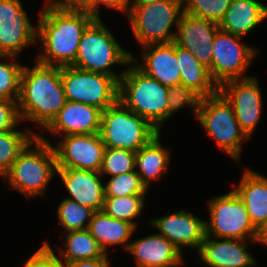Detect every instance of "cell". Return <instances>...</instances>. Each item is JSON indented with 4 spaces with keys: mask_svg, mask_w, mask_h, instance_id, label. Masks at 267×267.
Returning <instances> with one entry per match:
<instances>
[{
    "mask_svg": "<svg viewBox=\"0 0 267 267\" xmlns=\"http://www.w3.org/2000/svg\"><path fill=\"white\" fill-rule=\"evenodd\" d=\"M241 36L218 30L214 36L212 65L209 68L213 81L219 87L221 84L251 76H243L257 50L242 44Z\"/></svg>",
    "mask_w": 267,
    "mask_h": 267,
    "instance_id": "8fae6325",
    "label": "cell"
},
{
    "mask_svg": "<svg viewBox=\"0 0 267 267\" xmlns=\"http://www.w3.org/2000/svg\"><path fill=\"white\" fill-rule=\"evenodd\" d=\"M170 151L160 143V132L136 152L135 172L148 189L150 182L162 178L168 171Z\"/></svg>",
    "mask_w": 267,
    "mask_h": 267,
    "instance_id": "484cf974",
    "label": "cell"
},
{
    "mask_svg": "<svg viewBox=\"0 0 267 267\" xmlns=\"http://www.w3.org/2000/svg\"><path fill=\"white\" fill-rule=\"evenodd\" d=\"M145 195H128L124 197H105L103 210L114 219L133 224L137 228L136 219L144 208Z\"/></svg>",
    "mask_w": 267,
    "mask_h": 267,
    "instance_id": "f1b7e54d",
    "label": "cell"
},
{
    "mask_svg": "<svg viewBox=\"0 0 267 267\" xmlns=\"http://www.w3.org/2000/svg\"><path fill=\"white\" fill-rule=\"evenodd\" d=\"M130 52L125 51L116 41L109 29L96 17L85 29L78 45L77 57L72 66L114 77L118 82L119 75L112 71L113 64H131Z\"/></svg>",
    "mask_w": 267,
    "mask_h": 267,
    "instance_id": "5b68a950",
    "label": "cell"
},
{
    "mask_svg": "<svg viewBox=\"0 0 267 267\" xmlns=\"http://www.w3.org/2000/svg\"><path fill=\"white\" fill-rule=\"evenodd\" d=\"M159 131L119 100L102 111L100 135L106 147L137 152Z\"/></svg>",
    "mask_w": 267,
    "mask_h": 267,
    "instance_id": "8992f818",
    "label": "cell"
},
{
    "mask_svg": "<svg viewBox=\"0 0 267 267\" xmlns=\"http://www.w3.org/2000/svg\"><path fill=\"white\" fill-rule=\"evenodd\" d=\"M126 3H127V0H86L80 6V8L87 10L89 13H91L95 17H100L99 10L97 7L99 4L109 6L110 8H113L114 10H119L123 12L125 11L126 13Z\"/></svg>",
    "mask_w": 267,
    "mask_h": 267,
    "instance_id": "74e56055",
    "label": "cell"
},
{
    "mask_svg": "<svg viewBox=\"0 0 267 267\" xmlns=\"http://www.w3.org/2000/svg\"><path fill=\"white\" fill-rule=\"evenodd\" d=\"M24 267H64L61 258H58L50 247L49 243H44L27 260Z\"/></svg>",
    "mask_w": 267,
    "mask_h": 267,
    "instance_id": "8d00e7d4",
    "label": "cell"
},
{
    "mask_svg": "<svg viewBox=\"0 0 267 267\" xmlns=\"http://www.w3.org/2000/svg\"><path fill=\"white\" fill-rule=\"evenodd\" d=\"M196 117L219 147L239 163L241 142L249 138L241 130L234 109L227 100L219 92L201 98Z\"/></svg>",
    "mask_w": 267,
    "mask_h": 267,
    "instance_id": "52a82bcc",
    "label": "cell"
},
{
    "mask_svg": "<svg viewBox=\"0 0 267 267\" xmlns=\"http://www.w3.org/2000/svg\"><path fill=\"white\" fill-rule=\"evenodd\" d=\"M33 143L36 149L30 147ZM56 173L57 162L53 146L42 136L36 135L20 152L3 178H8L11 188L26 197H32L43 195Z\"/></svg>",
    "mask_w": 267,
    "mask_h": 267,
    "instance_id": "277c9868",
    "label": "cell"
},
{
    "mask_svg": "<svg viewBox=\"0 0 267 267\" xmlns=\"http://www.w3.org/2000/svg\"><path fill=\"white\" fill-rule=\"evenodd\" d=\"M105 197H124L128 195H145L146 186L139 175L133 171L116 175L104 185Z\"/></svg>",
    "mask_w": 267,
    "mask_h": 267,
    "instance_id": "1f68e13d",
    "label": "cell"
},
{
    "mask_svg": "<svg viewBox=\"0 0 267 267\" xmlns=\"http://www.w3.org/2000/svg\"><path fill=\"white\" fill-rule=\"evenodd\" d=\"M234 192L244 203L252 224L258 228L267 220V177L245 169Z\"/></svg>",
    "mask_w": 267,
    "mask_h": 267,
    "instance_id": "7402d4cb",
    "label": "cell"
},
{
    "mask_svg": "<svg viewBox=\"0 0 267 267\" xmlns=\"http://www.w3.org/2000/svg\"><path fill=\"white\" fill-rule=\"evenodd\" d=\"M183 0H163L133 8L129 13L132 32L138 43L149 44L174 42L171 26H178L183 12Z\"/></svg>",
    "mask_w": 267,
    "mask_h": 267,
    "instance_id": "ba28073f",
    "label": "cell"
},
{
    "mask_svg": "<svg viewBox=\"0 0 267 267\" xmlns=\"http://www.w3.org/2000/svg\"><path fill=\"white\" fill-rule=\"evenodd\" d=\"M21 121L18 101L0 99V131L14 130Z\"/></svg>",
    "mask_w": 267,
    "mask_h": 267,
    "instance_id": "d590c367",
    "label": "cell"
},
{
    "mask_svg": "<svg viewBox=\"0 0 267 267\" xmlns=\"http://www.w3.org/2000/svg\"><path fill=\"white\" fill-rule=\"evenodd\" d=\"M218 92L234 109L241 130L248 138L261 117L262 96L255 77L230 80L219 86Z\"/></svg>",
    "mask_w": 267,
    "mask_h": 267,
    "instance_id": "5bb4252c",
    "label": "cell"
},
{
    "mask_svg": "<svg viewBox=\"0 0 267 267\" xmlns=\"http://www.w3.org/2000/svg\"><path fill=\"white\" fill-rule=\"evenodd\" d=\"M57 212L61 226L69 232L87 229L96 211L64 198ZM86 222L88 223L85 224Z\"/></svg>",
    "mask_w": 267,
    "mask_h": 267,
    "instance_id": "f546056e",
    "label": "cell"
},
{
    "mask_svg": "<svg viewBox=\"0 0 267 267\" xmlns=\"http://www.w3.org/2000/svg\"><path fill=\"white\" fill-rule=\"evenodd\" d=\"M57 174L71 196L68 199L95 211L103 210L105 191L100 172L57 168Z\"/></svg>",
    "mask_w": 267,
    "mask_h": 267,
    "instance_id": "ac0fdd59",
    "label": "cell"
},
{
    "mask_svg": "<svg viewBox=\"0 0 267 267\" xmlns=\"http://www.w3.org/2000/svg\"><path fill=\"white\" fill-rule=\"evenodd\" d=\"M204 237L198 254L209 267H255V258L247 251L246 240Z\"/></svg>",
    "mask_w": 267,
    "mask_h": 267,
    "instance_id": "d6986e66",
    "label": "cell"
},
{
    "mask_svg": "<svg viewBox=\"0 0 267 267\" xmlns=\"http://www.w3.org/2000/svg\"><path fill=\"white\" fill-rule=\"evenodd\" d=\"M266 5L257 0H232L219 29L243 37L265 20Z\"/></svg>",
    "mask_w": 267,
    "mask_h": 267,
    "instance_id": "603a6c76",
    "label": "cell"
},
{
    "mask_svg": "<svg viewBox=\"0 0 267 267\" xmlns=\"http://www.w3.org/2000/svg\"><path fill=\"white\" fill-rule=\"evenodd\" d=\"M136 59L131 55L134 64L119 79L118 100L160 132L161 124L168 120V87L142 72Z\"/></svg>",
    "mask_w": 267,
    "mask_h": 267,
    "instance_id": "3957f363",
    "label": "cell"
},
{
    "mask_svg": "<svg viewBox=\"0 0 267 267\" xmlns=\"http://www.w3.org/2000/svg\"><path fill=\"white\" fill-rule=\"evenodd\" d=\"M127 251L136 258L137 267H179L183 264L182 253L160 234L130 242Z\"/></svg>",
    "mask_w": 267,
    "mask_h": 267,
    "instance_id": "44dd1931",
    "label": "cell"
},
{
    "mask_svg": "<svg viewBox=\"0 0 267 267\" xmlns=\"http://www.w3.org/2000/svg\"><path fill=\"white\" fill-rule=\"evenodd\" d=\"M177 60L180 68V84L193 90L201 98L218 93L209 69L200 63L188 50L177 45Z\"/></svg>",
    "mask_w": 267,
    "mask_h": 267,
    "instance_id": "cb8c5ba5",
    "label": "cell"
},
{
    "mask_svg": "<svg viewBox=\"0 0 267 267\" xmlns=\"http://www.w3.org/2000/svg\"><path fill=\"white\" fill-rule=\"evenodd\" d=\"M85 1L86 0H48L47 2L63 7H80Z\"/></svg>",
    "mask_w": 267,
    "mask_h": 267,
    "instance_id": "60d3db41",
    "label": "cell"
},
{
    "mask_svg": "<svg viewBox=\"0 0 267 267\" xmlns=\"http://www.w3.org/2000/svg\"><path fill=\"white\" fill-rule=\"evenodd\" d=\"M87 230L106 253L108 246L114 244H121L128 250V241L136 227L129 222L114 219L101 210L94 213Z\"/></svg>",
    "mask_w": 267,
    "mask_h": 267,
    "instance_id": "d4e9b609",
    "label": "cell"
},
{
    "mask_svg": "<svg viewBox=\"0 0 267 267\" xmlns=\"http://www.w3.org/2000/svg\"><path fill=\"white\" fill-rule=\"evenodd\" d=\"M174 43L191 52L208 69L212 65L213 41L219 25L213 21L182 12Z\"/></svg>",
    "mask_w": 267,
    "mask_h": 267,
    "instance_id": "9a60e30c",
    "label": "cell"
},
{
    "mask_svg": "<svg viewBox=\"0 0 267 267\" xmlns=\"http://www.w3.org/2000/svg\"><path fill=\"white\" fill-rule=\"evenodd\" d=\"M36 133L24 131H0V175L3 177L11 168L20 152L31 142Z\"/></svg>",
    "mask_w": 267,
    "mask_h": 267,
    "instance_id": "83f0119b",
    "label": "cell"
},
{
    "mask_svg": "<svg viewBox=\"0 0 267 267\" xmlns=\"http://www.w3.org/2000/svg\"><path fill=\"white\" fill-rule=\"evenodd\" d=\"M201 97L190 88L181 84L168 88V118L184 105H191L197 115Z\"/></svg>",
    "mask_w": 267,
    "mask_h": 267,
    "instance_id": "e575fe53",
    "label": "cell"
},
{
    "mask_svg": "<svg viewBox=\"0 0 267 267\" xmlns=\"http://www.w3.org/2000/svg\"><path fill=\"white\" fill-rule=\"evenodd\" d=\"M100 133L63 136L53 146L57 168L100 172L105 151Z\"/></svg>",
    "mask_w": 267,
    "mask_h": 267,
    "instance_id": "4fadbf2b",
    "label": "cell"
},
{
    "mask_svg": "<svg viewBox=\"0 0 267 267\" xmlns=\"http://www.w3.org/2000/svg\"><path fill=\"white\" fill-rule=\"evenodd\" d=\"M150 224L159 230L160 235L168 239L181 253L182 247L196 248L199 251L205 237V221L180 210L158 219Z\"/></svg>",
    "mask_w": 267,
    "mask_h": 267,
    "instance_id": "2e32d148",
    "label": "cell"
},
{
    "mask_svg": "<svg viewBox=\"0 0 267 267\" xmlns=\"http://www.w3.org/2000/svg\"><path fill=\"white\" fill-rule=\"evenodd\" d=\"M231 1L232 0H183V11L190 15L213 21L219 25Z\"/></svg>",
    "mask_w": 267,
    "mask_h": 267,
    "instance_id": "d6a6232c",
    "label": "cell"
},
{
    "mask_svg": "<svg viewBox=\"0 0 267 267\" xmlns=\"http://www.w3.org/2000/svg\"><path fill=\"white\" fill-rule=\"evenodd\" d=\"M136 152L106 147L103 155L100 174L111 177L135 171Z\"/></svg>",
    "mask_w": 267,
    "mask_h": 267,
    "instance_id": "4dcf8cb0",
    "label": "cell"
},
{
    "mask_svg": "<svg viewBox=\"0 0 267 267\" xmlns=\"http://www.w3.org/2000/svg\"><path fill=\"white\" fill-rule=\"evenodd\" d=\"M65 240L67 248L61 251L65 262L107 258V253L87 229L69 231Z\"/></svg>",
    "mask_w": 267,
    "mask_h": 267,
    "instance_id": "4316f807",
    "label": "cell"
},
{
    "mask_svg": "<svg viewBox=\"0 0 267 267\" xmlns=\"http://www.w3.org/2000/svg\"><path fill=\"white\" fill-rule=\"evenodd\" d=\"M254 241L267 245V220L257 228Z\"/></svg>",
    "mask_w": 267,
    "mask_h": 267,
    "instance_id": "ab89813d",
    "label": "cell"
},
{
    "mask_svg": "<svg viewBox=\"0 0 267 267\" xmlns=\"http://www.w3.org/2000/svg\"><path fill=\"white\" fill-rule=\"evenodd\" d=\"M208 204L211 222L205 221L206 236L255 240L257 228L252 224L244 203L234 190L212 198Z\"/></svg>",
    "mask_w": 267,
    "mask_h": 267,
    "instance_id": "30bf717a",
    "label": "cell"
},
{
    "mask_svg": "<svg viewBox=\"0 0 267 267\" xmlns=\"http://www.w3.org/2000/svg\"><path fill=\"white\" fill-rule=\"evenodd\" d=\"M67 99L61 79V67L36 62L31 69L23 66L18 109L21 120L46 128Z\"/></svg>",
    "mask_w": 267,
    "mask_h": 267,
    "instance_id": "7a4b0ae2",
    "label": "cell"
},
{
    "mask_svg": "<svg viewBox=\"0 0 267 267\" xmlns=\"http://www.w3.org/2000/svg\"><path fill=\"white\" fill-rule=\"evenodd\" d=\"M143 49L144 65H137L142 72L168 88L180 84L177 44H149L143 46Z\"/></svg>",
    "mask_w": 267,
    "mask_h": 267,
    "instance_id": "ffe728a7",
    "label": "cell"
},
{
    "mask_svg": "<svg viewBox=\"0 0 267 267\" xmlns=\"http://www.w3.org/2000/svg\"><path fill=\"white\" fill-rule=\"evenodd\" d=\"M36 39L37 27L31 25L20 0H0L1 60L17 57L26 46L35 44Z\"/></svg>",
    "mask_w": 267,
    "mask_h": 267,
    "instance_id": "7c38bea8",
    "label": "cell"
},
{
    "mask_svg": "<svg viewBox=\"0 0 267 267\" xmlns=\"http://www.w3.org/2000/svg\"><path fill=\"white\" fill-rule=\"evenodd\" d=\"M61 79L68 101L85 103L102 111L118 101L119 82L110 75L64 66Z\"/></svg>",
    "mask_w": 267,
    "mask_h": 267,
    "instance_id": "9c48e42d",
    "label": "cell"
},
{
    "mask_svg": "<svg viewBox=\"0 0 267 267\" xmlns=\"http://www.w3.org/2000/svg\"><path fill=\"white\" fill-rule=\"evenodd\" d=\"M158 1H163V0H134V1H132V3H130V1L127 0L126 13H129L133 8L147 5V4H151V3H155Z\"/></svg>",
    "mask_w": 267,
    "mask_h": 267,
    "instance_id": "b9f144b4",
    "label": "cell"
},
{
    "mask_svg": "<svg viewBox=\"0 0 267 267\" xmlns=\"http://www.w3.org/2000/svg\"><path fill=\"white\" fill-rule=\"evenodd\" d=\"M22 69L18 62H0V99L18 101Z\"/></svg>",
    "mask_w": 267,
    "mask_h": 267,
    "instance_id": "836d02e7",
    "label": "cell"
},
{
    "mask_svg": "<svg viewBox=\"0 0 267 267\" xmlns=\"http://www.w3.org/2000/svg\"><path fill=\"white\" fill-rule=\"evenodd\" d=\"M64 267H109L108 258H96L64 262Z\"/></svg>",
    "mask_w": 267,
    "mask_h": 267,
    "instance_id": "f35d334b",
    "label": "cell"
},
{
    "mask_svg": "<svg viewBox=\"0 0 267 267\" xmlns=\"http://www.w3.org/2000/svg\"><path fill=\"white\" fill-rule=\"evenodd\" d=\"M101 115L97 107L67 100L46 129L62 136L100 133Z\"/></svg>",
    "mask_w": 267,
    "mask_h": 267,
    "instance_id": "e0dca14e",
    "label": "cell"
},
{
    "mask_svg": "<svg viewBox=\"0 0 267 267\" xmlns=\"http://www.w3.org/2000/svg\"><path fill=\"white\" fill-rule=\"evenodd\" d=\"M95 18L83 8L63 7L48 2L35 26L37 38L44 48L37 62L49 66H72L82 34Z\"/></svg>",
    "mask_w": 267,
    "mask_h": 267,
    "instance_id": "6da1fadb",
    "label": "cell"
}]
</instances>
